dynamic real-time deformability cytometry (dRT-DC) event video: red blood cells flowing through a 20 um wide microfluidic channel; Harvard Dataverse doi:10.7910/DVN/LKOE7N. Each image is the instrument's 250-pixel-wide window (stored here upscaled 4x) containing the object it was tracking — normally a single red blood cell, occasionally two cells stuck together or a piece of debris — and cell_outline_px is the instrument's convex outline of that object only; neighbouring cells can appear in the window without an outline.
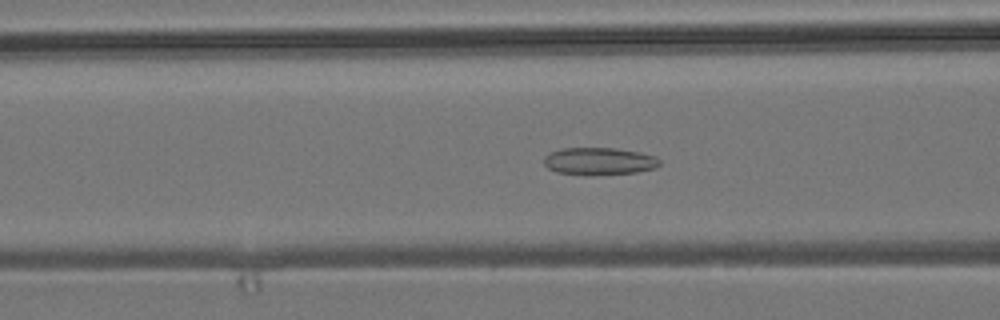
{"species": "common noctule bat (a hibernating species)", "species_latin": "Nyctalus noctula", "temperature_condition": "room temperature", "stored_images_in_passage": 53, "camera_frame_rate_fps": 3000, "um_per_image_px": 0.085, "animal": {"sex": "male", "body_mass_g": 19.2, "forearm_length_mm": 51.8}, "frame": {"image": 1, "passage_image": 21, "time_ms": 6.667, "image_size_px": [1000, 320], "cell_outline_px": [[660, 164], [656, 168], [636, 172], [588, 176], [556, 172], [548, 168], [544, 164], [544, 156], [560, 148], [616, 148], [640, 152], [656, 156], [660, 160]], "centroid_in_image_um": [50.93, 13.71], "position_along_channel_um": 115.7, "area_um2": 18.73}}
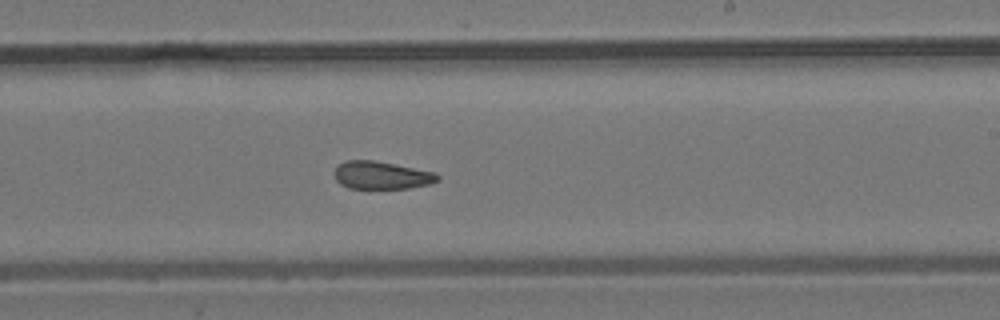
{"frame": {"image": 2, "passage_image": 32, "time_ms": 10.333, "image_size_px": [1000, 320], "cell_outline_px": [[440, 180], [428, 184], [408, 188], [348, 188], [340, 184], [336, 180], [336, 168], [344, 160], [372, 160], [436, 172], [440, 176]], "centroid_in_image_um": [32.45, 14.9], "position_along_channel_um": 256.5, "area_um2": 16.53}}
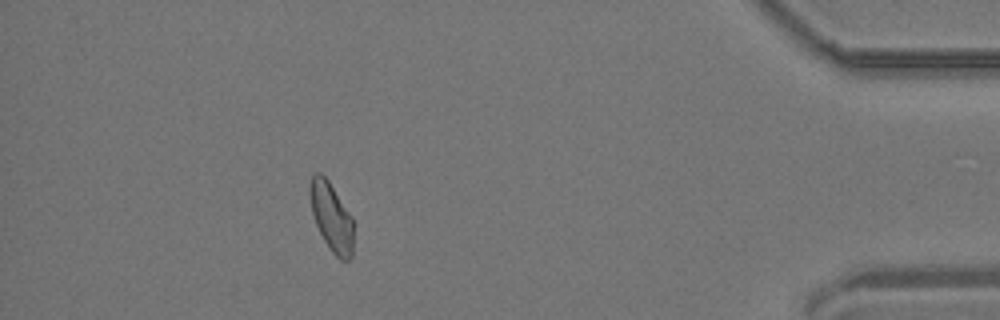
{"frame": {"image": 3, "passage_image": 48, "time_ms": 15.667, "image_size_px": [1000, 320], "cell_outline_px": [[352, 256], [348, 260], [340, 260], [332, 252], [324, 240], [316, 224], [312, 212], [308, 196], [308, 188], [312, 176], [316, 172], [320, 172], [328, 180], [352, 216]], "centroid_in_image_um": [28.14, 18.41], "position_along_channel_um": 407.1, "area_um2": 17.34}, "authors_computed_cell_mechanics": {"area_um2": 18.0914, "velocity_mm_per_s": 3.8485, "shape_relaxation_time_tau1_ms": null, "shape_relaxation_time_tau2_ms": 2.8085, "deformation_change_tau1": null, "deformation_change_tau2": 0.098}}